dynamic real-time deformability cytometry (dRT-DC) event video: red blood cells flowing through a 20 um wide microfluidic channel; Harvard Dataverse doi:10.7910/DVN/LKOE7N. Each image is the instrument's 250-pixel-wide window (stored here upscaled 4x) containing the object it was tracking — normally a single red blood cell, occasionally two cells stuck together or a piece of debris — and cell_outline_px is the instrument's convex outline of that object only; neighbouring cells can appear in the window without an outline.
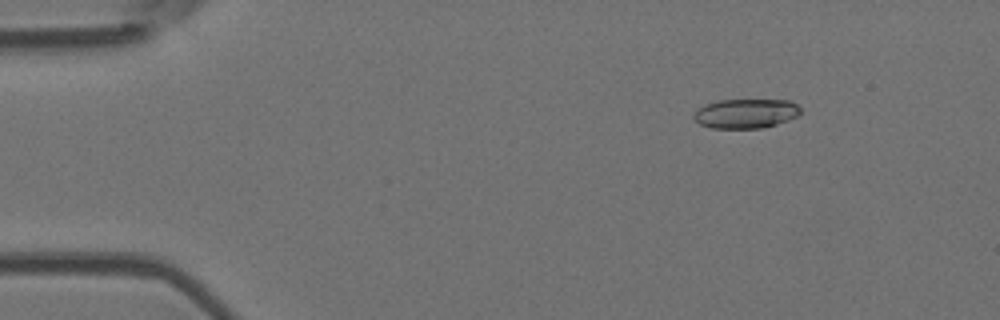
{"species": "Egyptian fruit bat (a non-hibernating species)", "species_latin": "Rousettus aegyptiacus", "temperature_condition": "room temperature", "stored_images_in_passage": 28, "camera_frame_rate_fps": 3000, "um_per_image_px": 0.085, "animal": {"sex": "female"}, "frame": {"image": 1, "passage_image": 5, "time_ms": 1.333, "image_size_px": [1000, 320], "cell_outline_px": [[800, 112], [796, 116], [788, 120], [764, 128], [712, 128], [700, 124], [692, 116], [704, 104], [716, 100], [788, 100], [796, 104], [800, 108]], "centroid_in_image_um": [63.38, 9.64], "position_along_channel_um": 21.6, "area_um2": 18.21}}
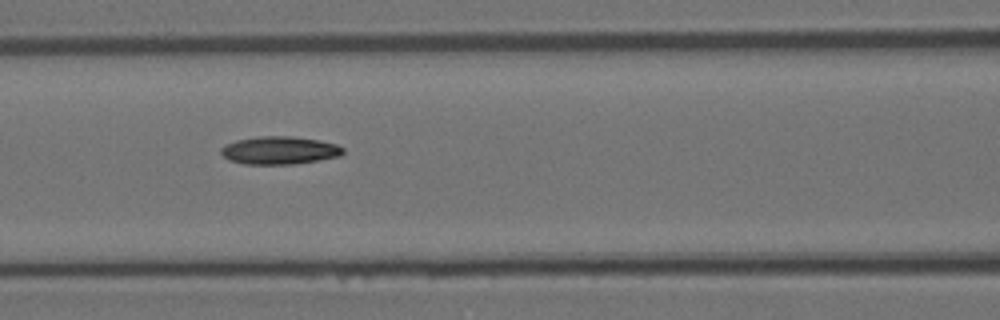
{"frame": {"image": 2, "passage_image": 21, "time_ms": 6.667, "image_size_px": [1000, 320], "cell_outline_px": [[344, 152], [340, 156], [320, 160], [296, 164], [244, 164], [228, 160], [220, 152], [220, 148], [236, 140], [256, 136], [292, 136], [316, 140], [336, 144], [344, 148]], "centroid_in_image_um": [23.75, 12.78], "position_along_channel_um": 142.8, "area_um2": 19.88}}
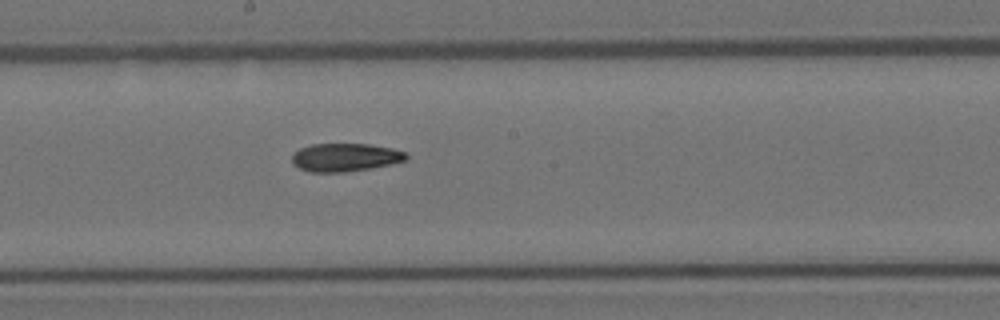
{"frame": {"image": 3, "passage_image": 27, "time_ms": 8.667, "image_size_px": [1000, 320], "cell_outline_px": [[408, 156], [404, 160], [372, 168], [344, 172], [308, 172], [292, 164], [292, 152], [300, 148], [312, 144], [368, 144], [392, 148], [404, 152]], "centroid_in_image_um": [29.27, 13.37], "position_along_channel_um": 218.9, "area_um2": 18.67}}